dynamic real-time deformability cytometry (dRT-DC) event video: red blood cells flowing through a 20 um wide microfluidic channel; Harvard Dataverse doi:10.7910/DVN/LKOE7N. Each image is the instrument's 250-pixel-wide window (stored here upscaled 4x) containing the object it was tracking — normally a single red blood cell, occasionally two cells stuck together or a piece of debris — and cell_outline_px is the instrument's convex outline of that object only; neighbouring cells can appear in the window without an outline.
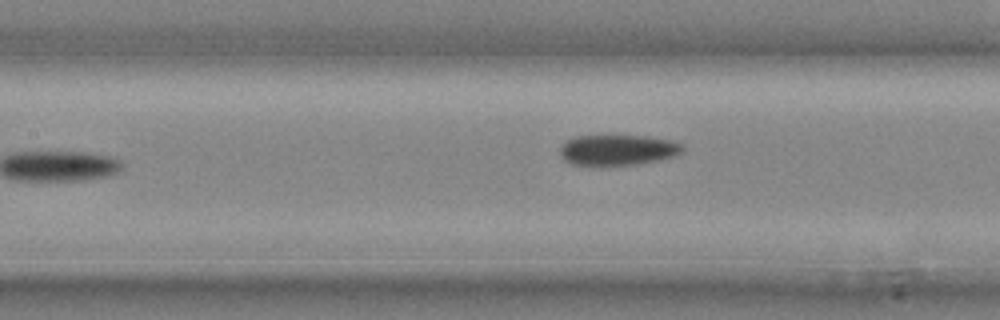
{"species": "common noctule bat (a hibernating species)", "species_latin": "Nyctalus noctula", "temperature_condition": "cold", "stored_images_in_passage": 8, "camera_frame_rate_fps": 3000, "um_per_image_px": 0.085, "animal": {"sex": "male", "body_mass_g": 20.4}, "frame": {"image": 1, "passage_image": 8, "time_ms": 2.333, "image_size_px": [1000, 320], "cell_outline_px": [[684, 152], [676, 156], [636, 164], [600, 168], [588, 168], [568, 164], [560, 156], [560, 148], [568, 140], [576, 136], [648, 136], [672, 140], [684, 144]], "centroid_in_image_um": [52.48, 12.8], "position_along_channel_um": 154.9, "area_um2": 22.83}}